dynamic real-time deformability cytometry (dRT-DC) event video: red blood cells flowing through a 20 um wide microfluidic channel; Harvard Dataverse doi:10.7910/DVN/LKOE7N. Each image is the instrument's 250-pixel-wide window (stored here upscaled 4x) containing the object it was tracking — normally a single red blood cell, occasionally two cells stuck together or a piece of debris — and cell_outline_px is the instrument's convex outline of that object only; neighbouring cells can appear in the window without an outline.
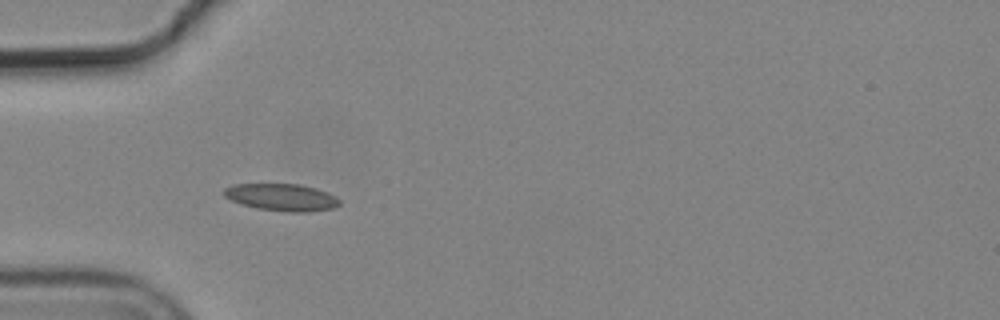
{"species": "common noctule bat (a hibernating species)", "species_latin": "Nyctalus noctula", "temperature_condition": "cold", "stored_images_in_passage": 12, "camera_frame_rate_fps": 3000, "um_per_image_px": 0.085, "animal": {"sex": "male", "body_mass_g": 19.2, "forearm_length_mm": 51.8}, "frame": {"image": 1, "passage_image": 6, "time_ms": 1.667, "image_size_px": [1000, 320], "cell_outline_px": [[340, 204], [336, 208], [308, 212], [288, 212], [256, 208], [240, 204], [224, 196], [220, 192], [224, 188], [232, 184], [300, 184], [316, 188], [328, 192], [336, 196], [340, 200]], "centroid_in_image_um": [23.94, 16.77], "position_along_channel_um": 61.1, "area_um2": 18.61}}
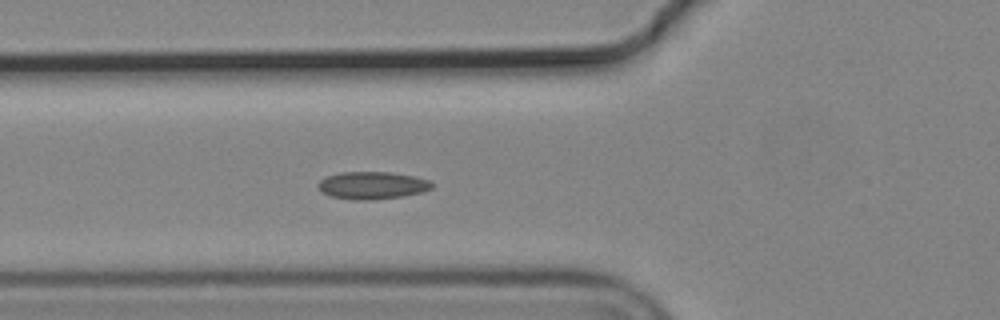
{"frame": {"image": 2, "passage_image": 9, "time_ms": 2.667, "image_size_px": [1000, 320], "cell_outline_px": [[432, 188], [424, 192], [404, 196], [372, 200], [352, 200], [328, 196], [320, 192], [316, 184], [320, 180], [328, 176], [340, 172], [392, 172], [416, 176], [428, 180], [432, 184]], "centroid_in_image_um": [31.62, 15.76], "position_along_channel_um": 94.2, "area_um2": 18.55}}